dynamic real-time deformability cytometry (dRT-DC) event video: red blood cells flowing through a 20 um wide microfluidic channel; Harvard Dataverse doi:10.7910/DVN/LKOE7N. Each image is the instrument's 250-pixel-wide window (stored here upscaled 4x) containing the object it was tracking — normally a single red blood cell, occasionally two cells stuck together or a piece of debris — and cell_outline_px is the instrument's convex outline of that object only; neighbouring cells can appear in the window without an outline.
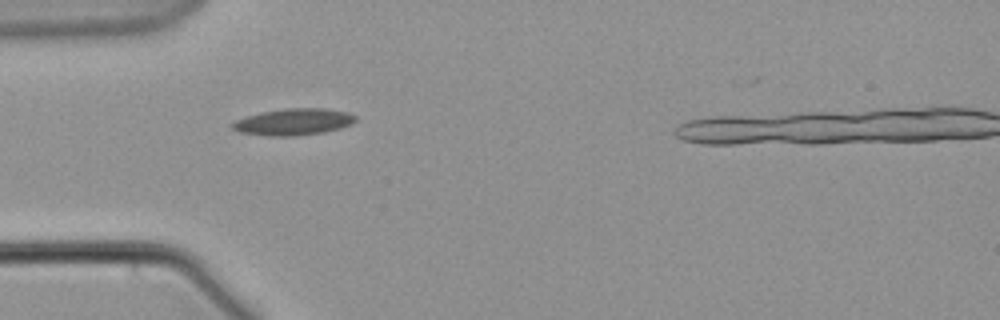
{"species": "common noctule bat (a hibernating species)", "species_latin": "Nyctalus noctula", "temperature_condition": "warm", "stored_images_in_passage": 19, "camera_frame_rate_fps": 3000, "um_per_image_px": 0.085, "animal": {"sex": "male", "body_mass_g": 21.5, "forearm_length_mm": 52.0}, "frame": {"image": 1, "passage_image": 1, "time_ms": 0.0, "image_size_px": [1000, 320], "cell_outline_px": [[356, 120], [352, 124], [340, 128], [324, 132], [296, 136], [268, 136], [240, 132], [232, 128], [228, 124], [244, 116], [260, 112], [284, 108], [324, 108], [348, 112], [356, 116]], "centroid_in_image_um": [24.92, 10.35], "position_along_channel_um": 60.1, "area_um2": 19.36}}